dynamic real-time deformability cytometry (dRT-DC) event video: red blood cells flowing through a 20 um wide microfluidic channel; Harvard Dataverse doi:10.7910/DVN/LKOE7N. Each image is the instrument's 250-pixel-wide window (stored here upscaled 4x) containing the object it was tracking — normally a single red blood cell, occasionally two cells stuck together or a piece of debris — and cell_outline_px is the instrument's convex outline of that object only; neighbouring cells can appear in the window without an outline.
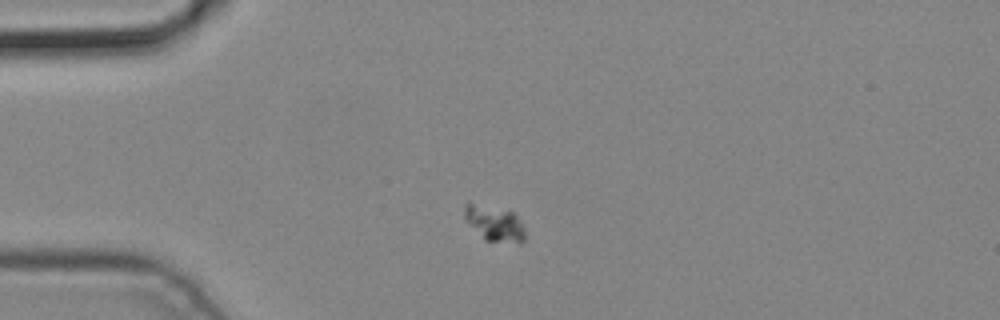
{"species": "common noctule bat (a hibernating species)", "species_latin": "Nyctalus noctula", "temperature_condition": "cold", "stored_images_in_passage": 2, "camera_frame_rate_fps": 3000, "um_per_image_px": 0.085, "animal": {"sex": "male", "body_mass_g": 19.2, "forearm_length_mm": 51.8}, "frame": {"image": 1, "passage_image": 2, "time_ms": 0.333, "image_size_px": [1000, 320], "cell_outline_px": [[524, 240], [484, 240], [464, 220], [464, 204], [472, 204], [512, 212], [516, 216], [524, 228]], "centroid_in_image_um": [41.95, 18.97], "position_along_channel_um": 43.0, "area_um2": 11.68}}